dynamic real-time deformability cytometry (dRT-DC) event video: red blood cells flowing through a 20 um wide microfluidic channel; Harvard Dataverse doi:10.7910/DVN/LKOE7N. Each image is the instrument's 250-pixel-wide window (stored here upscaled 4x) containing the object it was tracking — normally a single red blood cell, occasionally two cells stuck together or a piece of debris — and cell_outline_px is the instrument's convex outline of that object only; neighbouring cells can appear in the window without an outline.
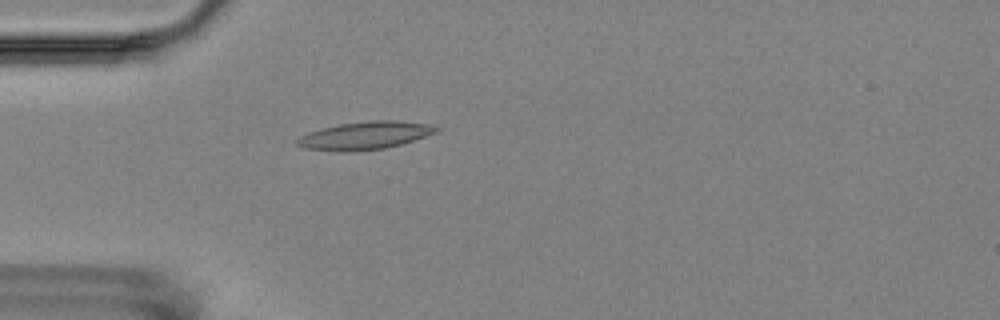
{"species": "Egyptian fruit bat (a non-hibernating species)", "species_latin": "Rousettus aegyptiacus", "temperature_condition": "room temperature", "stored_images_in_passage": 4, "camera_frame_rate_fps": 3000, "um_per_image_px": 0.085, "animal": {"sex": "female"}, "frame": {"image": 1, "passage_image": 4, "time_ms": 3.667, "image_size_px": [1000, 320], "cell_outline_px": [[440, 128], [436, 132], [400, 144], [384, 148], [348, 152], [340, 152], [304, 148], [296, 144], [296, 140], [300, 136], [308, 132], [340, 124], [372, 120], [396, 120], [428, 124]], "centroid_in_image_um": [30.98, 11.52], "position_along_channel_um": 54.0, "area_um2": 22.31}}